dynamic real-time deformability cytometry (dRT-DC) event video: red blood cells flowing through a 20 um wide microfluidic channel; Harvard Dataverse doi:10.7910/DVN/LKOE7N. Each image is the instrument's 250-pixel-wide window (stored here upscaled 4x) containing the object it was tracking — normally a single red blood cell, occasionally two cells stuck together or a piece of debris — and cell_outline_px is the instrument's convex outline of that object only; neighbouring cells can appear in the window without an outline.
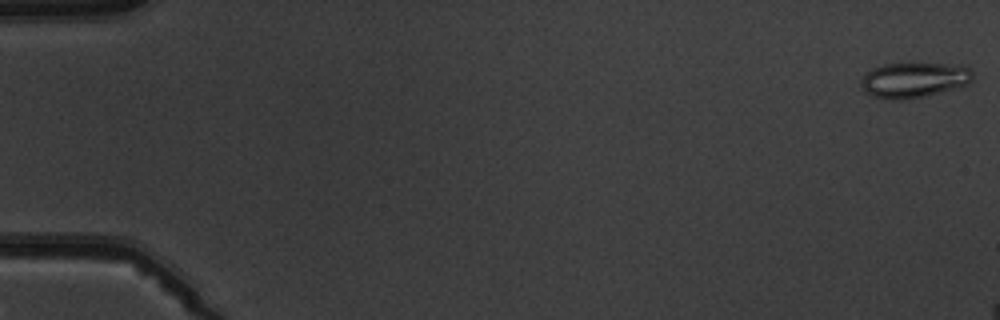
{"species": "common noctule bat (a hibernating species)", "species_latin": "Nyctalus noctula", "temperature_condition": "warm", "stored_images_in_passage": 4, "camera_frame_rate_fps": 3000, "um_per_image_px": 0.085, "animal": {"sex": "male", "body_mass_g": 19.5, "forearm_length_mm": 54.6}, "frame": {"image": 1, "passage_image": 1, "time_ms": 0.0, "image_size_px": [1000, 320], "cell_outline_px": [[972, 80], [968, 84], [956, 88], [908, 100], [892, 100], [872, 96], [864, 92], [860, 84], [860, 80], [864, 72], [872, 68], [884, 64], [944, 64], [968, 68], [972, 72]], "centroid_in_image_um": [77.6, 6.82], "position_along_channel_um": 7.4, "area_um2": 22.95}}